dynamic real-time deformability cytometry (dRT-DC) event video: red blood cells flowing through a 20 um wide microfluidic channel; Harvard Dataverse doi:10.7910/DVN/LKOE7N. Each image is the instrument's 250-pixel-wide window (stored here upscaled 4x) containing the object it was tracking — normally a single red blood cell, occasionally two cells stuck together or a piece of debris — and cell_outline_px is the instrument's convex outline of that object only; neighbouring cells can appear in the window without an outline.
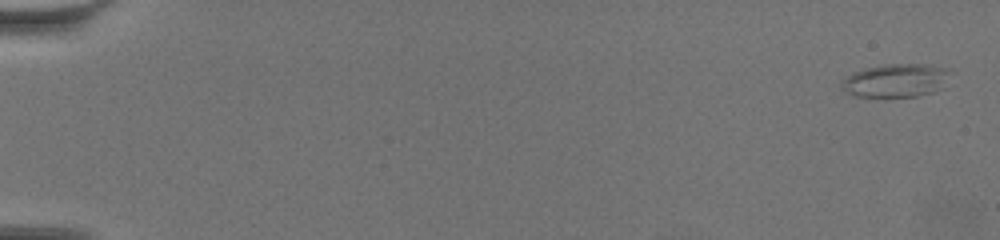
{"species": "common noctule bat (a hibernating species)", "species_latin": "Nyctalus noctula", "temperature_condition": "warm", "stored_images_in_passage": 22, "camera_frame_rate_fps": 3000, "um_per_image_px": 0.085, "animal": {"sex": "female", "body_mass_g": 19.5, "forearm_length_mm": 54.1}, "frame": {"image": 1, "passage_image": 1, "time_ms": 0.0, "image_size_px": [1000, 240], "cell_outline_px": [[952, 72], [944, 88], [936, 92], [916, 96], [856, 96], [844, 92], [840, 88], [840, 84], [848, 76], [864, 68], [888, 64], [924, 64], [948, 68]], "centroid_in_image_um": [76.22, 6.84], "position_along_channel_um": 8.8, "area_um2": 21.27}}
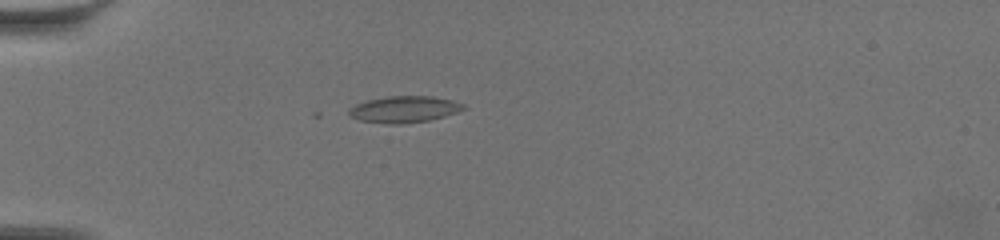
{"frame": {"image": 2, "passage_image": 19, "time_ms": 6.0, "image_size_px": [1000, 240], "cell_outline_px": [[468, 108], [444, 116], [428, 120], [400, 124], [392, 124], [360, 120], [352, 116], [348, 112], [348, 108], [356, 104], [368, 100], [388, 96], [432, 96], [452, 100], [464, 104]], "centroid_in_image_um": [34.38, 9.28], "position_along_channel_um": 50.6, "area_um2": 17.51}}